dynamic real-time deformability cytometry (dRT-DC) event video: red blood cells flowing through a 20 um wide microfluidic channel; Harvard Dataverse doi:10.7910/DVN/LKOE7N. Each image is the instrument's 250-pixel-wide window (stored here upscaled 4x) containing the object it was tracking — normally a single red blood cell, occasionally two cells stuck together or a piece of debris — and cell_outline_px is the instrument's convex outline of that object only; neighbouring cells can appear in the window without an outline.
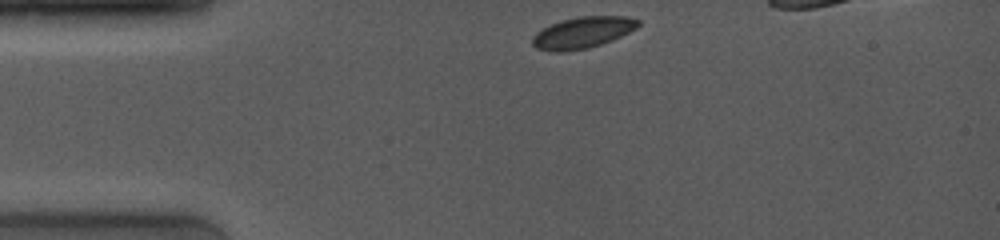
{"species": "common noctule bat (a hibernating species)", "species_latin": "Nyctalus noctula", "temperature_condition": "room temperature", "stored_images_in_passage": 32, "segment_of_instrument_passage": [1, 2], "camera_frame_rate_fps": 4000, "um_per_image_px": 0.085, "animal": {"sex": "female", "body_mass_g": 19.0, "forearm_length_mm": 53.3}, "frame": {"image": 1, "passage_image": 1, "time_ms": 0.0, "image_size_px": [1000, 240], "cell_outline_px": [[640, 24], [636, 28], [612, 40], [588, 48], [564, 52], [552, 52], [536, 48], [532, 44], [532, 36], [536, 32], [560, 20], [580, 16], [628, 16], [640, 20]], "centroid_in_image_um": [49.51, 2.77], "position_along_channel_um": 35.5, "area_um2": 19.36}}
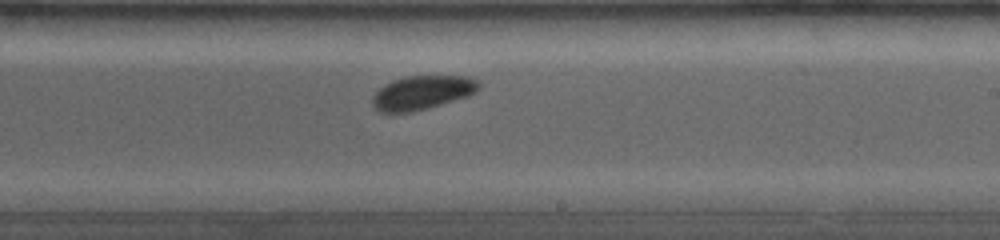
{"frame": {"image": 2, "passage_image": 22, "time_ms": 6.5, "image_size_px": [1000, 240], "cell_outline_px": [[480, 88], [476, 92], [468, 96], [428, 108], [412, 112], [380, 112], [372, 104], [372, 96], [384, 84], [392, 80], [408, 76], [468, 76], [476, 80], [480, 84]], "centroid_in_image_um": [35.89, 7.87], "position_along_channel_um": 253.1, "area_um2": 20.98}}
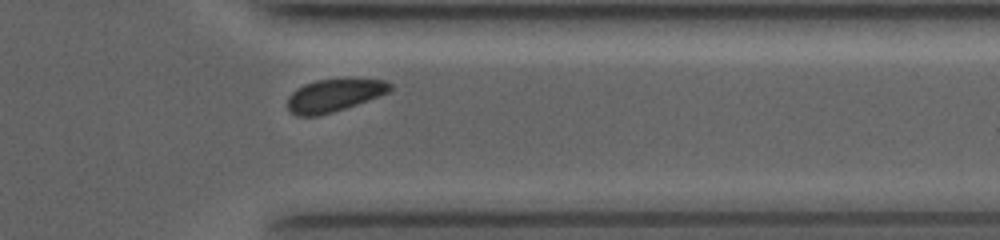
{"frame": {"image": 3, "passage_image": 29, "time_ms": 9.75, "image_size_px": [1000, 240], "cell_outline_px": [[392, 88], [388, 92], [368, 100], [332, 112], [316, 116], [296, 116], [288, 112], [288, 96], [296, 88], [304, 84], [316, 80], [348, 76], [356, 76], [388, 80], [392, 84]], "centroid_in_image_um": [28.43, 8.04], "position_along_channel_um": 383.0, "area_um2": 20.35}}